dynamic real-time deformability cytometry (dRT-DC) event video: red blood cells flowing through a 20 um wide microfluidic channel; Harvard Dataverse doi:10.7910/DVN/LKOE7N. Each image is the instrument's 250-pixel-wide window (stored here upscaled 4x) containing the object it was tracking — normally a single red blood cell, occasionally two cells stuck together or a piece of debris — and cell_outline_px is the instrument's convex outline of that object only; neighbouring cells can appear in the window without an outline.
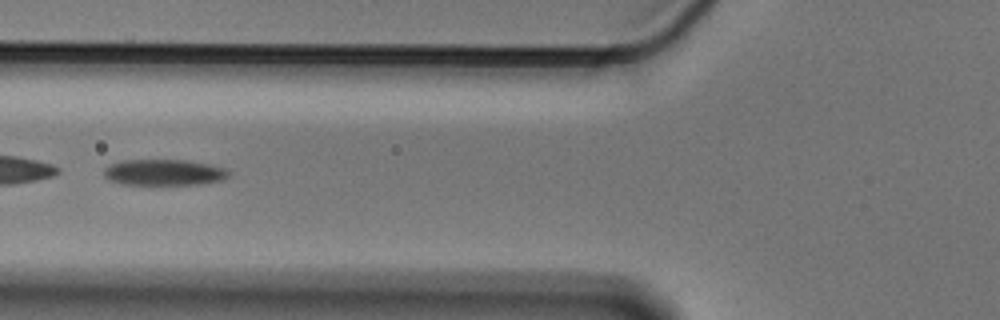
{"species": "Egyptian fruit bat (a non-hibernating species)", "species_latin": "Rousettus aegyptiacus", "temperature_condition": "cold", "stored_images_in_passage": 51, "segment_of_instrument_passage": [2, 2], "camera_frame_rate_fps": 3000, "um_per_image_px": 0.085, "animal": {"sex": "male"}, "frame": {"image": 1, "passage_image": 18, "time_ms": 5.667, "image_size_px": [1000, 320], "cell_outline_px": [[232, 172], [224, 180], [200, 184], [156, 188], [120, 184], [108, 180], [104, 176], [104, 168], [108, 164], [124, 160], [188, 160], [208, 164], [224, 168]], "centroid_in_image_um": [13.9, 14.71], "position_along_channel_um": 111.9, "area_um2": 20.23}}
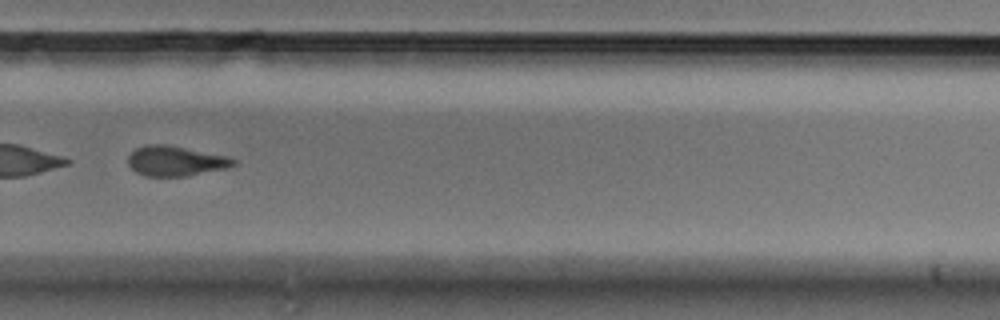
{"frame": {"image": 2, "passage_image": 35, "time_ms": 11.333, "image_size_px": [1000, 320], "cell_outline_px": [[236, 164], [224, 168], [184, 176], [144, 176], [136, 172], [128, 164], [128, 156], [136, 148], [144, 144], [164, 144], [228, 156], [236, 160]], "centroid_in_image_um": [14.88, 13.67], "position_along_channel_um": 314.9, "area_um2": 18.21}}